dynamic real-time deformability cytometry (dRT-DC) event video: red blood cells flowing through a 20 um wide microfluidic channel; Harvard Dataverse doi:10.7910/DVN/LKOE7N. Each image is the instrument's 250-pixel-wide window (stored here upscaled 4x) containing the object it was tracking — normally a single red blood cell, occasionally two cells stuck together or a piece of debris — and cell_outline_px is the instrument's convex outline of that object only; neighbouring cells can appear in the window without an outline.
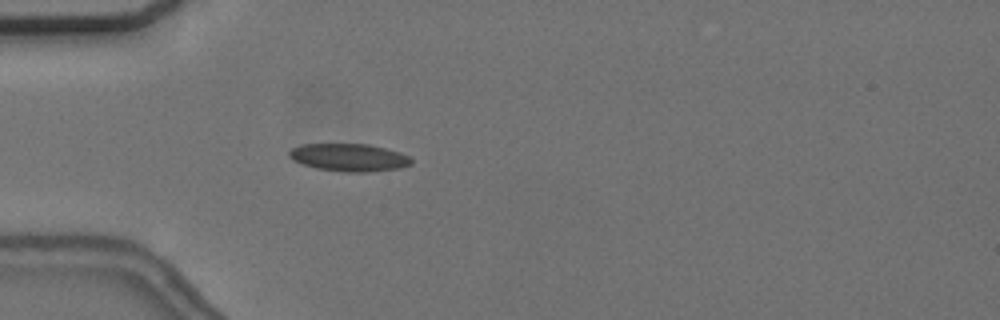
{"species": "common noctule bat (a hibernating species)", "species_latin": "Nyctalus noctula", "temperature_condition": "cold", "stored_images_in_passage": 4, "camera_frame_rate_fps": 3000, "um_per_image_px": 0.085, "animal": {"sex": "female", "body_mass_g": 24.6, "forearm_length_mm": 56.2}, "frame": {"image": 1, "passage_image": 4, "time_ms": 4.333, "image_size_px": [1000, 320], "cell_outline_px": [[412, 164], [400, 168], [372, 172], [344, 172], [316, 168], [304, 164], [288, 156], [288, 152], [292, 148], [304, 144], [368, 144], [400, 152], [408, 156], [412, 160]], "centroid_in_image_um": [29.7, 13.39], "position_along_channel_um": 55.3, "area_um2": 19.59}}